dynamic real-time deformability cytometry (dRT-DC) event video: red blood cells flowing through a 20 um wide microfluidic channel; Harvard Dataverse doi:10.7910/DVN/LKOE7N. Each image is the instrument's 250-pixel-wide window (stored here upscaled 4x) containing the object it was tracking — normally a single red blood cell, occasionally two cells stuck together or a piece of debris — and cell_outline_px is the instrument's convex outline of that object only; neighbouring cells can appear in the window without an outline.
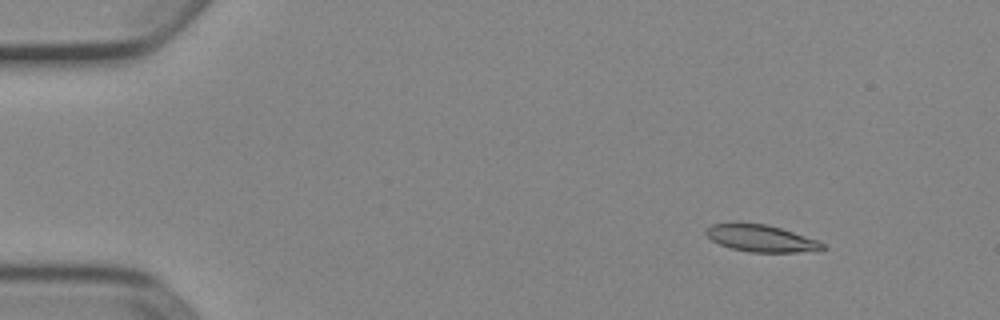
{"species": "Egyptian fruit bat (a non-hibernating species)", "species_latin": "Rousettus aegyptiacus", "temperature_condition": "cold", "stored_images_in_passage": 53, "camera_frame_rate_fps": 3000, "um_per_image_px": 0.085, "animal": {"sex": "female"}, "frame": {"image": 1, "passage_image": 7, "time_ms": 2.0, "image_size_px": [1000, 320], "cell_outline_px": [[828, 248], [796, 252], [748, 252], [732, 248], [720, 244], [712, 240], [704, 232], [712, 224], [736, 220], [740, 220], [764, 224], [780, 228], [816, 240], [824, 244]], "centroid_in_image_um": [64.6, 20.22], "position_along_channel_um": 20.4, "area_um2": 18.44}}
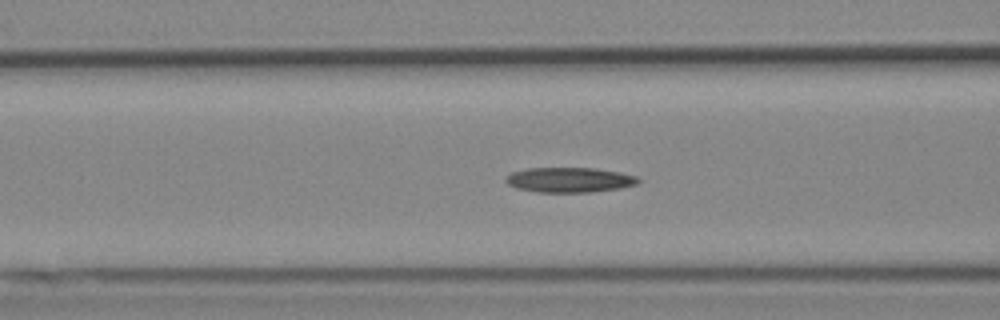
{"frame": {"image": 2, "passage_image": 22, "time_ms": 7.0, "image_size_px": [1000, 320], "cell_outline_px": [[640, 180], [636, 184], [620, 188], [592, 192], [540, 192], [516, 188], [508, 184], [504, 180], [512, 172], [528, 168], [596, 168], [620, 172], [636, 176]], "centroid_in_image_um": [48.41, 15.28], "position_along_channel_um": 118.2, "area_um2": 19.19}}
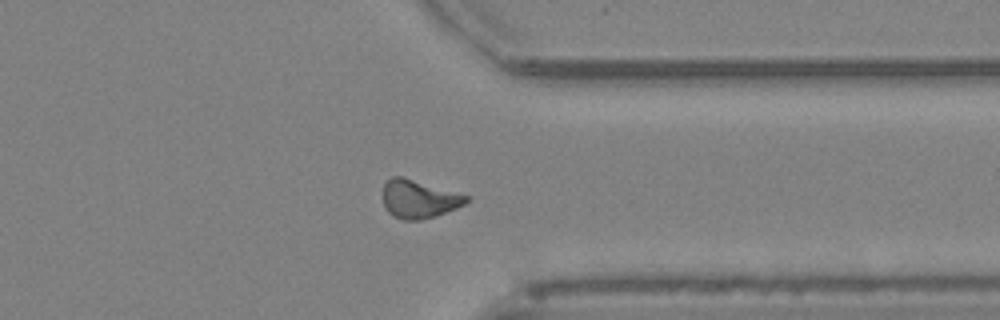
{"frame": {"image": 3, "passage_image": 42, "time_ms": 13.667, "image_size_px": [1000, 320], "cell_outline_px": [[472, 200], [456, 208], [436, 216], [420, 220], [404, 220], [392, 216], [388, 212], [384, 204], [384, 184], [392, 176], [400, 176], [468, 196]], "centroid_in_image_um": [35.6, 16.94], "position_along_channel_um": 375.8, "area_um2": 18.26}, "authors_computed_cell_mechanics": {"area_um2": 18.496, "velocity_mm_per_s": 3.9059, "shape_relaxation_time_tau1_ms": 5.4407, "shape_relaxation_time_tau2_ms": null, "deformation_change_tau1": 0.1347, "deformation_change_tau2": null}}